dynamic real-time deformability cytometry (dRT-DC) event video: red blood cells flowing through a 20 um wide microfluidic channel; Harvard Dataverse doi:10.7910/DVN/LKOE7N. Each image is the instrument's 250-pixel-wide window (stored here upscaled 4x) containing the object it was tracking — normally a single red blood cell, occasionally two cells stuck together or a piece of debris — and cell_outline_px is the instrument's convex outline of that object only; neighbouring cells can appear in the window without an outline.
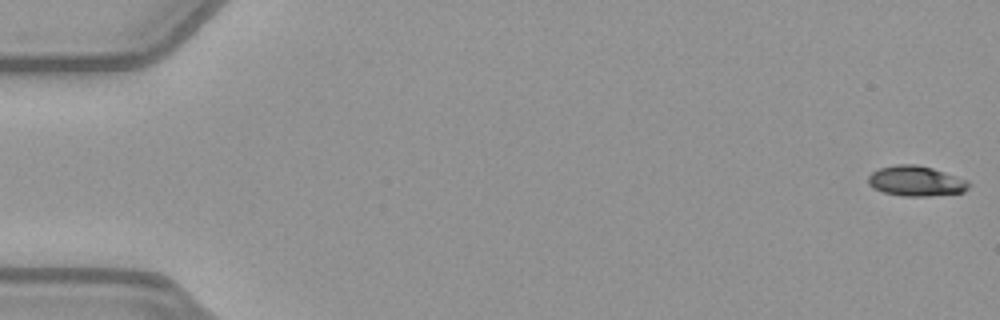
{"species": "common noctule bat (a hibernating species)", "species_latin": "Nyctalus noctula", "temperature_condition": "warm", "stored_images_in_passage": 52, "camera_frame_rate_fps": 3000, "um_per_image_px": 0.085, "animal": {"sex": "female", "body_mass_g": 21.9}, "frame": {"image": 1, "passage_image": 1, "time_ms": 0.0, "image_size_px": [1000, 320], "cell_outline_px": [[972, 184], [964, 192], [928, 196], [904, 196], [884, 192], [872, 188], [868, 184], [868, 176], [872, 172], [880, 168], [896, 164], [916, 164], [932, 168], [968, 180]], "centroid_in_image_um": [77.86, 15.39], "position_along_channel_um": 7.1, "area_um2": 17.74}}
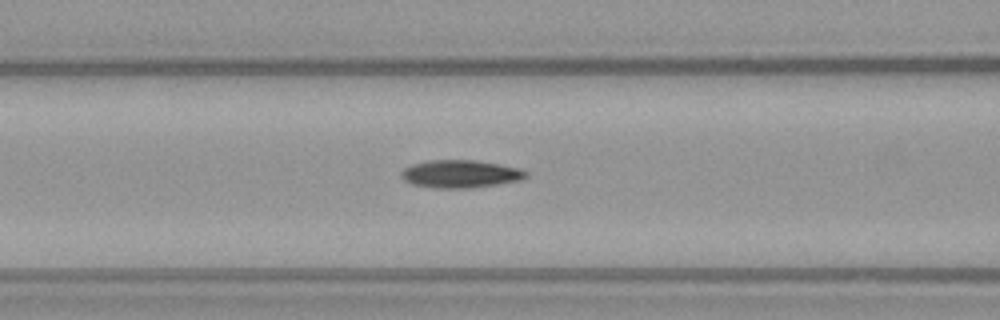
{"frame": {"image": 2, "passage_image": 22, "time_ms": 7.0, "image_size_px": [1000, 320], "cell_outline_px": [[528, 176], [524, 180], [468, 188], [436, 188], [412, 184], [404, 180], [400, 176], [400, 172], [404, 168], [412, 164], [428, 160], [472, 160], [500, 164], [520, 168], [528, 172]], "centroid_in_image_um": [39.15, 14.78], "position_along_channel_um": 127.5, "area_um2": 20.29}}
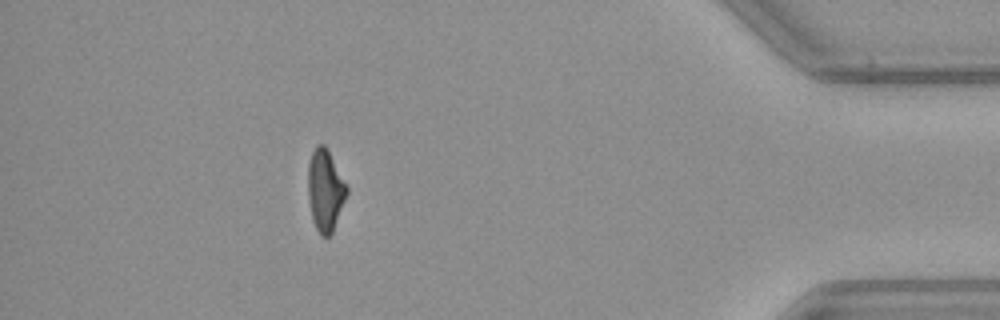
{"frame": {"image": 3, "passage_image": 47, "time_ms": 15.333, "image_size_px": [1000, 320], "cell_outline_px": [[348, 192], [332, 232], [328, 236], [320, 236], [312, 220], [308, 196], [308, 164], [312, 152], [316, 144], [324, 144], [328, 148], [348, 188]], "centroid_in_image_um": [27.63, 16.14], "position_along_channel_um": 407.6, "area_um2": 18.44}, "authors_computed_cell_mechanics": {"area_um2": 18.9006, "velocity_mm_per_s": 3.9894, "shape_relaxation_time_tau1_ms": 4.0887, "shape_relaxation_time_tau2_ms": 10.6717, "deformation_change_tau1": 0.1626, "deformation_change_tau2": 0.2223}}